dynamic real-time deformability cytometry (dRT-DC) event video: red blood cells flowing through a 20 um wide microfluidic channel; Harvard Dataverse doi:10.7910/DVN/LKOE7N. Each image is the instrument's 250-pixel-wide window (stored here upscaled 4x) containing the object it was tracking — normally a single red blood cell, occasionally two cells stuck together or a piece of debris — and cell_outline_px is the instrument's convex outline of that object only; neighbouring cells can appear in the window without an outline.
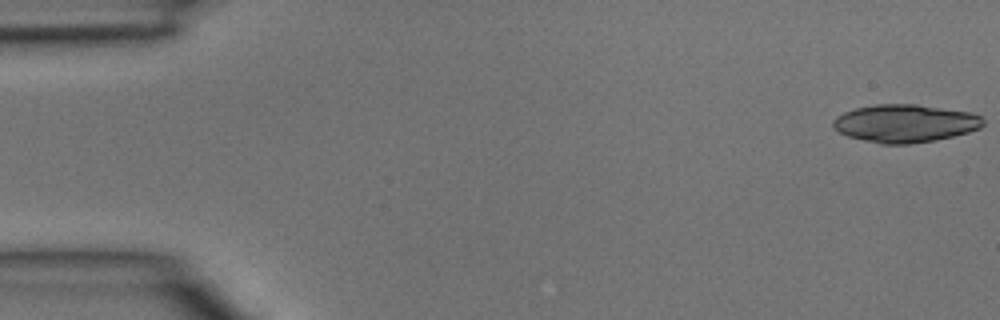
{"species": "common noctule bat (a hibernating species)", "species_latin": "Nyctalus noctula", "temperature_condition": "room temperature", "stored_images_in_passage": 3, "camera_frame_rate_fps": 3000, "um_per_image_px": 0.085, "animal": {"sex": "male", "body_mass_g": 15.6}, "frame": {"image": 1, "passage_image": 1, "time_ms": 0.0, "image_size_px": [1000, 320], "cell_outline_px": [[984, 124], [980, 128], [968, 132], [936, 140], [908, 144], [880, 144], [848, 136], [832, 128], [832, 120], [836, 116], [844, 112], [856, 108], [876, 104], [916, 104], [972, 112], [980, 116], [984, 120]], "centroid_in_image_um": [76.92, 10.48], "position_along_channel_um": 8.1, "area_um2": 33.23}}